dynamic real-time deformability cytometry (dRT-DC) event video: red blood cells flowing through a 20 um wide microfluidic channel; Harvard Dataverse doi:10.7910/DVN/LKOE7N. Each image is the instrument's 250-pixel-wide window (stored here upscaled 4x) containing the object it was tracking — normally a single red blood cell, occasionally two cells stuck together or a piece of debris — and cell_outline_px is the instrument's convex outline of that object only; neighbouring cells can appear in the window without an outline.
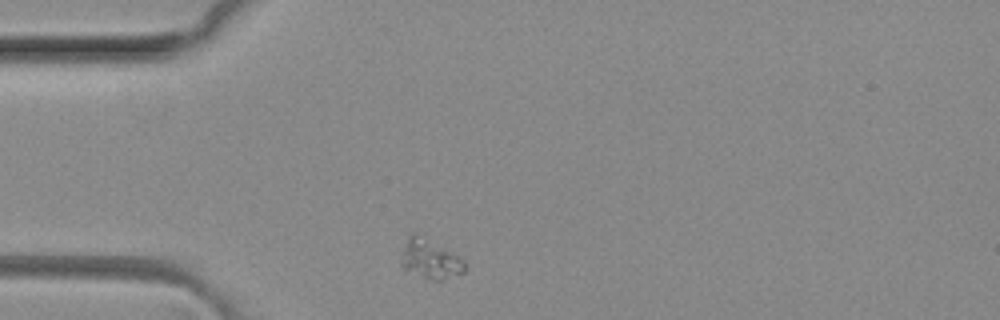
{"species": "common noctule bat (a hibernating species)", "species_latin": "Nyctalus noctula", "temperature_condition": "room temperature", "stored_images_in_passage": 2, "camera_frame_rate_fps": 3000, "um_per_image_px": 0.085, "animal": {"sex": "female", "body_mass_g": 29.2, "forearm_length_mm": 56.3}, "frame": {"image": 1, "passage_image": 1, "time_ms": 0.0, "image_size_px": [1000, 320], "cell_outline_px": [[468, 268], [464, 272], [444, 280], [432, 280], [400, 272], [400, 260], [408, 236], [412, 232], [416, 232], [464, 260]], "centroid_in_image_um": [36.5, 22.08], "position_along_channel_um": 48.5, "area_um2": 15.03}}